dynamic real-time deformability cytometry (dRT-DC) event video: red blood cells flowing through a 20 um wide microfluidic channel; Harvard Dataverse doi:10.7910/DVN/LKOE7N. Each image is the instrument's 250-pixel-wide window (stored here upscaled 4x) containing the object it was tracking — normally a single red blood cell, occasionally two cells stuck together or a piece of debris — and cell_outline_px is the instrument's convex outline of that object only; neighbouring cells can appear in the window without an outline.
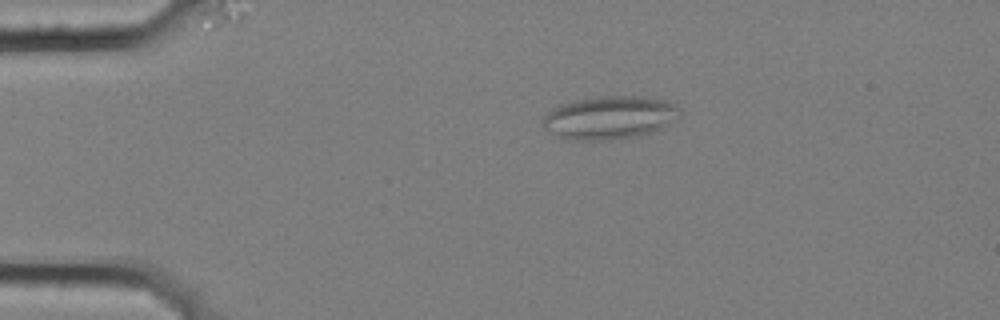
{"species": "common noctule bat (a hibernating species)", "species_latin": "Nyctalus noctula", "temperature_condition": "cold", "stored_images_in_passage": 5, "camera_frame_rate_fps": 3000, "um_per_image_px": 0.085, "animal": {"sex": "female", "body_mass_g": 25.1}, "frame": {"image": 1, "passage_image": 4, "time_ms": 1.0, "image_size_px": [1000, 320], "cell_outline_px": [[680, 116], [660, 128], [648, 132], [632, 136], [612, 140], [568, 140], [544, 128], [540, 124], [540, 120], [548, 112], [560, 104], [576, 100], [604, 96], [640, 96], [664, 100], [676, 104], [680, 108]], "centroid_in_image_um": [51.78, 9.99], "position_along_channel_um": 33.2, "area_um2": 34.16}}